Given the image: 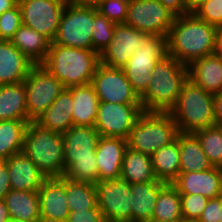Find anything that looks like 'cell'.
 I'll use <instances>...</instances> for the list:
<instances>
[{
	"instance_id": "cell-1",
	"label": "cell",
	"mask_w": 222,
	"mask_h": 222,
	"mask_svg": "<svg viewBox=\"0 0 222 222\" xmlns=\"http://www.w3.org/2000/svg\"><path fill=\"white\" fill-rule=\"evenodd\" d=\"M217 31L194 13L177 16L167 36V54L189 66L198 58L215 54Z\"/></svg>"
},
{
	"instance_id": "cell-2",
	"label": "cell",
	"mask_w": 222,
	"mask_h": 222,
	"mask_svg": "<svg viewBox=\"0 0 222 222\" xmlns=\"http://www.w3.org/2000/svg\"><path fill=\"white\" fill-rule=\"evenodd\" d=\"M100 138L94 126L73 125L62 134L65 172L63 177L96 184L98 167L96 148Z\"/></svg>"
},
{
	"instance_id": "cell-3",
	"label": "cell",
	"mask_w": 222,
	"mask_h": 222,
	"mask_svg": "<svg viewBox=\"0 0 222 222\" xmlns=\"http://www.w3.org/2000/svg\"><path fill=\"white\" fill-rule=\"evenodd\" d=\"M188 78V66L167 54L151 70L146 91L139 97L143 111L169 112Z\"/></svg>"
},
{
	"instance_id": "cell-4",
	"label": "cell",
	"mask_w": 222,
	"mask_h": 222,
	"mask_svg": "<svg viewBox=\"0 0 222 222\" xmlns=\"http://www.w3.org/2000/svg\"><path fill=\"white\" fill-rule=\"evenodd\" d=\"M99 63L100 54L94 50L51 44L41 66L70 88L91 83Z\"/></svg>"
},
{
	"instance_id": "cell-5",
	"label": "cell",
	"mask_w": 222,
	"mask_h": 222,
	"mask_svg": "<svg viewBox=\"0 0 222 222\" xmlns=\"http://www.w3.org/2000/svg\"><path fill=\"white\" fill-rule=\"evenodd\" d=\"M169 113L175 120L179 132L194 133L214 126V94L204 91L188 78Z\"/></svg>"
},
{
	"instance_id": "cell-6",
	"label": "cell",
	"mask_w": 222,
	"mask_h": 222,
	"mask_svg": "<svg viewBox=\"0 0 222 222\" xmlns=\"http://www.w3.org/2000/svg\"><path fill=\"white\" fill-rule=\"evenodd\" d=\"M46 178H60L65 172L62 134L44 129L35 121L27 125L23 150Z\"/></svg>"
},
{
	"instance_id": "cell-7",
	"label": "cell",
	"mask_w": 222,
	"mask_h": 222,
	"mask_svg": "<svg viewBox=\"0 0 222 222\" xmlns=\"http://www.w3.org/2000/svg\"><path fill=\"white\" fill-rule=\"evenodd\" d=\"M178 126L169 112H143L127 138V146L152 155L176 140Z\"/></svg>"
},
{
	"instance_id": "cell-8",
	"label": "cell",
	"mask_w": 222,
	"mask_h": 222,
	"mask_svg": "<svg viewBox=\"0 0 222 222\" xmlns=\"http://www.w3.org/2000/svg\"><path fill=\"white\" fill-rule=\"evenodd\" d=\"M167 55V37L146 34L137 49L123 67L134 92L140 97L151 79V70Z\"/></svg>"
},
{
	"instance_id": "cell-9",
	"label": "cell",
	"mask_w": 222,
	"mask_h": 222,
	"mask_svg": "<svg viewBox=\"0 0 222 222\" xmlns=\"http://www.w3.org/2000/svg\"><path fill=\"white\" fill-rule=\"evenodd\" d=\"M94 6L67 3L51 44L93 50Z\"/></svg>"
},
{
	"instance_id": "cell-10",
	"label": "cell",
	"mask_w": 222,
	"mask_h": 222,
	"mask_svg": "<svg viewBox=\"0 0 222 222\" xmlns=\"http://www.w3.org/2000/svg\"><path fill=\"white\" fill-rule=\"evenodd\" d=\"M28 118L35 121L65 89L61 81L41 65H34L24 80Z\"/></svg>"
},
{
	"instance_id": "cell-11",
	"label": "cell",
	"mask_w": 222,
	"mask_h": 222,
	"mask_svg": "<svg viewBox=\"0 0 222 222\" xmlns=\"http://www.w3.org/2000/svg\"><path fill=\"white\" fill-rule=\"evenodd\" d=\"M175 17L157 0H129L124 24L147 34L167 37Z\"/></svg>"
},
{
	"instance_id": "cell-12",
	"label": "cell",
	"mask_w": 222,
	"mask_h": 222,
	"mask_svg": "<svg viewBox=\"0 0 222 222\" xmlns=\"http://www.w3.org/2000/svg\"><path fill=\"white\" fill-rule=\"evenodd\" d=\"M143 112L141 104L99 101L94 127L100 136L127 139L133 125Z\"/></svg>"
},
{
	"instance_id": "cell-13",
	"label": "cell",
	"mask_w": 222,
	"mask_h": 222,
	"mask_svg": "<svg viewBox=\"0 0 222 222\" xmlns=\"http://www.w3.org/2000/svg\"><path fill=\"white\" fill-rule=\"evenodd\" d=\"M91 84L99 101L120 104H141L123 68H115L99 63Z\"/></svg>"
},
{
	"instance_id": "cell-14",
	"label": "cell",
	"mask_w": 222,
	"mask_h": 222,
	"mask_svg": "<svg viewBox=\"0 0 222 222\" xmlns=\"http://www.w3.org/2000/svg\"><path fill=\"white\" fill-rule=\"evenodd\" d=\"M66 0H18L22 24L54 40Z\"/></svg>"
},
{
	"instance_id": "cell-15",
	"label": "cell",
	"mask_w": 222,
	"mask_h": 222,
	"mask_svg": "<svg viewBox=\"0 0 222 222\" xmlns=\"http://www.w3.org/2000/svg\"><path fill=\"white\" fill-rule=\"evenodd\" d=\"M98 208L106 222H131L130 183L119 178L96 184Z\"/></svg>"
},
{
	"instance_id": "cell-16",
	"label": "cell",
	"mask_w": 222,
	"mask_h": 222,
	"mask_svg": "<svg viewBox=\"0 0 222 222\" xmlns=\"http://www.w3.org/2000/svg\"><path fill=\"white\" fill-rule=\"evenodd\" d=\"M147 33L126 24H116L109 45L100 54V62L115 68H123L133 53L140 49Z\"/></svg>"
},
{
	"instance_id": "cell-17",
	"label": "cell",
	"mask_w": 222,
	"mask_h": 222,
	"mask_svg": "<svg viewBox=\"0 0 222 222\" xmlns=\"http://www.w3.org/2000/svg\"><path fill=\"white\" fill-rule=\"evenodd\" d=\"M37 192L41 222H66L70 213L66 199V178H47Z\"/></svg>"
},
{
	"instance_id": "cell-18",
	"label": "cell",
	"mask_w": 222,
	"mask_h": 222,
	"mask_svg": "<svg viewBox=\"0 0 222 222\" xmlns=\"http://www.w3.org/2000/svg\"><path fill=\"white\" fill-rule=\"evenodd\" d=\"M180 194H199L208 199L222 196V168L199 172H180L172 182Z\"/></svg>"
},
{
	"instance_id": "cell-19",
	"label": "cell",
	"mask_w": 222,
	"mask_h": 222,
	"mask_svg": "<svg viewBox=\"0 0 222 222\" xmlns=\"http://www.w3.org/2000/svg\"><path fill=\"white\" fill-rule=\"evenodd\" d=\"M5 169L9 175L12 190L37 192L47 179L23 151L7 158Z\"/></svg>"
},
{
	"instance_id": "cell-20",
	"label": "cell",
	"mask_w": 222,
	"mask_h": 222,
	"mask_svg": "<svg viewBox=\"0 0 222 222\" xmlns=\"http://www.w3.org/2000/svg\"><path fill=\"white\" fill-rule=\"evenodd\" d=\"M127 139L100 136L96 148L98 181L119 179Z\"/></svg>"
},
{
	"instance_id": "cell-21",
	"label": "cell",
	"mask_w": 222,
	"mask_h": 222,
	"mask_svg": "<svg viewBox=\"0 0 222 222\" xmlns=\"http://www.w3.org/2000/svg\"><path fill=\"white\" fill-rule=\"evenodd\" d=\"M33 66L10 41L0 40V85L24 82Z\"/></svg>"
},
{
	"instance_id": "cell-22",
	"label": "cell",
	"mask_w": 222,
	"mask_h": 222,
	"mask_svg": "<svg viewBox=\"0 0 222 222\" xmlns=\"http://www.w3.org/2000/svg\"><path fill=\"white\" fill-rule=\"evenodd\" d=\"M189 79L204 91H222V57L212 54L194 60L189 66Z\"/></svg>"
},
{
	"instance_id": "cell-23",
	"label": "cell",
	"mask_w": 222,
	"mask_h": 222,
	"mask_svg": "<svg viewBox=\"0 0 222 222\" xmlns=\"http://www.w3.org/2000/svg\"><path fill=\"white\" fill-rule=\"evenodd\" d=\"M166 182L155 180L130 184L131 222H144L153 218L160 189Z\"/></svg>"
},
{
	"instance_id": "cell-24",
	"label": "cell",
	"mask_w": 222,
	"mask_h": 222,
	"mask_svg": "<svg viewBox=\"0 0 222 222\" xmlns=\"http://www.w3.org/2000/svg\"><path fill=\"white\" fill-rule=\"evenodd\" d=\"M72 110V93L65 88L35 122L44 129L63 134L73 126Z\"/></svg>"
},
{
	"instance_id": "cell-25",
	"label": "cell",
	"mask_w": 222,
	"mask_h": 222,
	"mask_svg": "<svg viewBox=\"0 0 222 222\" xmlns=\"http://www.w3.org/2000/svg\"><path fill=\"white\" fill-rule=\"evenodd\" d=\"M72 93L73 125L94 126L99 106L98 96L91 83L67 88Z\"/></svg>"
},
{
	"instance_id": "cell-26",
	"label": "cell",
	"mask_w": 222,
	"mask_h": 222,
	"mask_svg": "<svg viewBox=\"0 0 222 222\" xmlns=\"http://www.w3.org/2000/svg\"><path fill=\"white\" fill-rule=\"evenodd\" d=\"M34 65H41L50 49L51 41L44 35L22 24L10 39Z\"/></svg>"
},
{
	"instance_id": "cell-27",
	"label": "cell",
	"mask_w": 222,
	"mask_h": 222,
	"mask_svg": "<svg viewBox=\"0 0 222 222\" xmlns=\"http://www.w3.org/2000/svg\"><path fill=\"white\" fill-rule=\"evenodd\" d=\"M28 118L24 82L0 85V121Z\"/></svg>"
},
{
	"instance_id": "cell-28",
	"label": "cell",
	"mask_w": 222,
	"mask_h": 222,
	"mask_svg": "<svg viewBox=\"0 0 222 222\" xmlns=\"http://www.w3.org/2000/svg\"><path fill=\"white\" fill-rule=\"evenodd\" d=\"M10 217L28 222H41L38 192L10 190L4 197Z\"/></svg>"
},
{
	"instance_id": "cell-29",
	"label": "cell",
	"mask_w": 222,
	"mask_h": 222,
	"mask_svg": "<svg viewBox=\"0 0 222 222\" xmlns=\"http://www.w3.org/2000/svg\"><path fill=\"white\" fill-rule=\"evenodd\" d=\"M180 172H199L213 167L194 133H178Z\"/></svg>"
},
{
	"instance_id": "cell-30",
	"label": "cell",
	"mask_w": 222,
	"mask_h": 222,
	"mask_svg": "<svg viewBox=\"0 0 222 222\" xmlns=\"http://www.w3.org/2000/svg\"><path fill=\"white\" fill-rule=\"evenodd\" d=\"M120 178L128 183H145L157 180L151 156L126 148L121 167Z\"/></svg>"
},
{
	"instance_id": "cell-31",
	"label": "cell",
	"mask_w": 222,
	"mask_h": 222,
	"mask_svg": "<svg viewBox=\"0 0 222 222\" xmlns=\"http://www.w3.org/2000/svg\"><path fill=\"white\" fill-rule=\"evenodd\" d=\"M151 161L156 178L166 183H172L180 174L178 135L171 144L163 146L153 153Z\"/></svg>"
},
{
	"instance_id": "cell-32",
	"label": "cell",
	"mask_w": 222,
	"mask_h": 222,
	"mask_svg": "<svg viewBox=\"0 0 222 222\" xmlns=\"http://www.w3.org/2000/svg\"><path fill=\"white\" fill-rule=\"evenodd\" d=\"M30 121H0V157L7 159L23 150L24 136Z\"/></svg>"
},
{
	"instance_id": "cell-33",
	"label": "cell",
	"mask_w": 222,
	"mask_h": 222,
	"mask_svg": "<svg viewBox=\"0 0 222 222\" xmlns=\"http://www.w3.org/2000/svg\"><path fill=\"white\" fill-rule=\"evenodd\" d=\"M66 199L70 211L98 208L97 190L93 183L66 178Z\"/></svg>"
},
{
	"instance_id": "cell-34",
	"label": "cell",
	"mask_w": 222,
	"mask_h": 222,
	"mask_svg": "<svg viewBox=\"0 0 222 222\" xmlns=\"http://www.w3.org/2000/svg\"><path fill=\"white\" fill-rule=\"evenodd\" d=\"M153 218L166 221H180L183 218L180 193L172 183H166L160 189Z\"/></svg>"
},
{
	"instance_id": "cell-35",
	"label": "cell",
	"mask_w": 222,
	"mask_h": 222,
	"mask_svg": "<svg viewBox=\"0 0 222 222\" xmlns=\"http://www.w3.org/2000/svg\"><path fill=\"white\" fill-rule=\"evenodd\" d=\"M208 161L213 167L222 168V126L214 125L195 131Z\"/></svg>"
},
{
	"instance_id": "cell-36",
	"label": "cell",
	"mask_w": 222,
	"mask_h": 222,
	"mask_svg": "<svg viewBox=\"0 0 222 222\" xmlns=\"http://www.w3.org/2000/svg\"><path fill=\"white\" fill-rule=\"evenodd\" d=\"M115 23L101 15L94 6V22L92 25L93 50L99 54L109 45L113 37Z\"/></svg>"
},
{
	"instance_id": "cell-37",
	"label": "cell",
	"mask_w": 222,
	"mask_h": 222,
	"mask_svg": "<svg viewBox=\"0 0 222 222\" xmlns=\"http://www.w3.org/2000/svg\"><path fill=\"white\" fill-rule=\"evenodd\" d=\"M129 0H100L97 11L115 24H124L127 18Z\"/></svg>"
},
{
	"instance_id": "cell-38",
	"label": "cell",
	"mask_w": 222,
	"mask_h": 222,
	"mask_svg": "<svg viewBox=\"0 0 222 222\" xmlns=\"http://www.w3.org/2000/svg\"><path fill=\"white\" fill-rule=\"evenodd\" d=\"M180 197L183 218L198 220L209 199L199 194H180Z\"/></svg>"
},
{
	"instance_id": "cell-39",
	"label": "cell",
	"mask_w": 222,
	"mask_h": 222,
	"mask_svg": "<svg viewBox=\"0 0 222 222\" xmlns=\"http://www.w3.org/2000/svg\"><path fill=\"white\" fill-rule=\"evenodd\" d=\"M21 25V11L17 4L14 8L0 15V40L10 41Z\"/></svg>"
},
{
	"instance_id": "cell-40",
	"label": "cell",
	"mask_w": 222,
	"mask_h": 222,
	"mask_svg": "<svg viewBox=\"0 0 222 222\" xmlns=\"http://www.w3.org/2000/svg\"><path fill=\"white\" fill-rule=\"evenodd\" d=\"M193 13L210 25L222 27V0H207Z\"/></svg>"
},
{
	"instance_id": "cell-41",
	"label": "cell",
	"mask_w": 222,
	"mask_h": 222,
	"mask_svg": "<svg viewBox=\"0 0 222 222\" xmlns=\"http://www.w3.org/2000/svg\"><path fill=\"white\" fill-rule=\"evenodd\" d=\"M222 196L208 200L204 211L202 212L200 222H219L221 220Z\"/></svg>"
},
{
	"instance_id": "cell-42",
	"label": "cell",
	"mask_w": 222,
	"mask_h": 222,
	"mask_svg": "<svg viewBox=\"0 0 222 222\" xmlns=\"http://www.w3.org/2000/svg\"><path fill=\"white\" fill-rule=\"evenodd\" d=\"M66 222H106L101 210L93 208L81 211H70Z\"/></svg>"
},
{
	"instance_id": "cell-43",
	"label": "cell",
	"mask_w": 222,
	"mask_h": 222,
	"mask_svg": "<svg viewBox=\"0 0 222 222\" xmlns=\"http://www.w3.org/2000/svg\"><path fill=\"white\" fill-rule=\"evenodd\" d=\"M6 159L0 157V200L11 190L9 175L5 169Z\"/></svg>"
},
{
	"instance_id": "cell-44",
	"label": "cell",
	"mask_w": 222,
	"mask_h": 222,
	"mask_svg": "<svg viewBox=\"0 0 222 222\" xmlns=\"http://www.w3.org/2000/svg\"><path fill=\"white\" fill-rule=\"evenodd\" d=\"M163 6H165L170 12L176 17L186 15V4L185 0H157Z\"/></svg>"
},
{
	"instance_id": "cell-45",
	"label": "cell",
	"mask_w": 222,
	"mask_h": 222,
	"mask_svg": "<svg viewBox=\"0 0 222 222\" xmlns=\"http://www.w3.org/2000/svg\"><path fill=\"white\" fill-rule=\"evenodd\" d=\"M214 117L216 125L222 126V91L214 94Z\"/></svg>"
},
{
	"instance_id": "cell-46",
	"label": "cell",
	"mask_w": 222,
	"mask_h": 222,
	"mask_svg": "<svg viewBox=\"0 0 222 222\" xmlns=\"http://www.w3.org/2000/svg\"><path fill=\"white\" fill-rule=\"evenodd\" d=\"M207 0H185L186 14L193 13L201 4Z\"/></svg>"
},
{
	"instance_id": "cell-47",
	"label": "cell",
	"mask_w": 222,
	"mask_h": 222,
	"mask_svg": "<svg viewBox=\"0 0 222 222\" xmlns=\"http://www.w3.org/2000/svg\"><path fill=\"white\" fill-rule=\"evenodd\" d=\"M18 4V0H0V15L14 8Z\"/></svg>"
},
{
	"instance_id": "cell-48",
	"label": "cell",
	"mask_w": 222,
	"mask_h": 222,
	"mask_svg": "<svg viewBox=\"0 0 222 222\" xmlns=\"http://www.w3.org/2000/svg\"><path fill=\"white\" fill-rule=\"evenodd\" d=\"M10 218L4 200H0V222H6Z\"/></svg>"
},
{
	"instance_id": "cell-49",
	"label": "cell",
	"mask_w": 222,
	"mask_h": 222,
	"mask_svg": "<svg viewBox=\"0 0 222 222\" xmlns=\"http://www.w3.org/2000/svg\"><path fill=\"white\" fill-rule=\"evenodd\" d=\"M215 54L222 57V30H218L216 34V50Z\"/></svg>"
},
{
	"instance_id": "cell-50",
	"label": "cell",
	"mask_w": 222,
	"mask_h": 222,
	"mask_svg": "<svg viewBox=\"0 0 222 222\" xmlns=\"http://www.w3.org/2000/svg\"><path fill=\"white\" fill-rule=\"evenodd\" d=\"M67 3L95 6L100 0H66Z\"/></svg>"
},
{
	"instance_id": "cell-51",
	"label": "cell",
	"mask_w": 222,
	"mask_h": 222,
	"mask_svg": "<svg viewBox=\"0 0 222 222\" xmlns=\"http://www.w3.org/2000/svg\"><path fill=\"white\" fill-rule=\"evenodd\" d=\"M144 222H179V221H166V220H160V219L152 218V219H149V220L144 221Z\"/></svg>"
},
{
	"instance_id": "cell-52",
	"label": "cell",
	"mask_w": 222,
	"mask_h": 222,
	"mask_svg": "<svg viewBox=\"0 0 222 222\" xmlns=\"http://www.w3.org/2000/svg\"><path fill=\"white\" fill-rule=\"evenodd\" d=\"M6 222H28V221H23L17 218L10 217L8 220H6Z\"/></svg>"
},
{
	"instance_id": "cell-53",
	"label": "cell",
	"mask_w": 222,
	"mask_h": 222,
	"mask_svg": "<svg viewBox=\"0 0 222 222\" xmlns=\"http://www.w3.org/2000/svg\"><path fill=\"white\" fill-rule=\"evenodd\" d=\"M179 222H200L199 220H195V219H185L182 218Z\"/></svg>"
},
{
	"instance_id": "cell-54",
	"label": "cell",
	"mask_w": 222,
	"mask_h": 222,
	"mask_svg": "<svg viewBox=\"0 0 222 222\" xmlns=\"http://www.w3.org/2000/svg\"><path fill=\"white\" fill-rule=\"evenodd\" d=\"M219 222H222V210H221V220H219Z\"/></svg>"
}]
</instances>
